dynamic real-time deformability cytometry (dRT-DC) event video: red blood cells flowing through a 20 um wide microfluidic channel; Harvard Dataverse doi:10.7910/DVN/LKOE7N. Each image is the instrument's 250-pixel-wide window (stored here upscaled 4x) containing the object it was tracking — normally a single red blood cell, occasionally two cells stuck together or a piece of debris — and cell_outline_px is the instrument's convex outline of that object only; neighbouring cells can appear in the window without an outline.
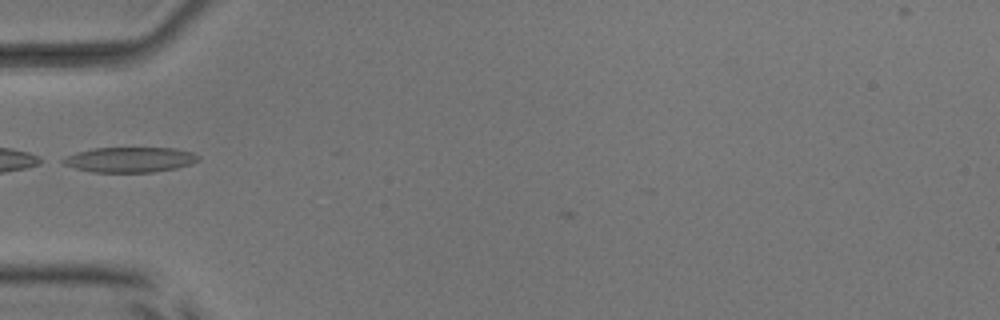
{"species": "common noctule bat (a hibernating species)", "species_latin": "Nyctalus noctula", "temperature_condition": "room temperature", "stored_images_in_passage": 6, "camera_frame_rate_fps": 3000, "um_per_image_px": 0.085, "animal": {"sex": "male", "body_mass_g": 17.9, "forearm_length_mm": 54.2}, "frame": {"image": 1, "passage_image": 4, "time_ms": 1.0, "image_size_px": [1000, 320], "cell_outline_px": [[200, 160], [192, 164], [176, 168], [152, 172], [92, 172], [76, 168], [64, 164], [60, 160], [76, 152], [92, 148], [176, 148], [192, 152], [200, 156]], "centroid_in_image_um": [11.08, 13.57], "position_along_channel_um": 73.9, "area_um2": 19.88}}